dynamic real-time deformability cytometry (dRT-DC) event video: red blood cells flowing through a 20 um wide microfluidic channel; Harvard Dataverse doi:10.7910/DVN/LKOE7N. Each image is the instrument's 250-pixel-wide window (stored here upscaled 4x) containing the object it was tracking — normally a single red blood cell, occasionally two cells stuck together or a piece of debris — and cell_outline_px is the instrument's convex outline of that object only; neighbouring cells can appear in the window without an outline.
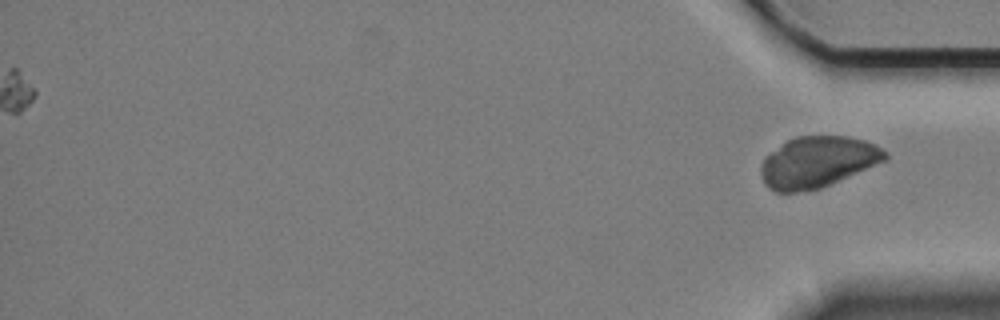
{"species": "Egyptian fruit bat (a non-hibernating species)", "species_latin": "Rousettus aegyptiacus", "temperature_condition": "cold", "stored_images_in_passage": 57, "camera_frame_rate_fps": 3000, "um_per_image_px": 0.085, "animal": {"sex": "female"}, "frame": {"image": 1, "passage_image": 57, "time_ms": 18.667, "image_size_px": [1000, 320], "cell_outline_px": [[888, 160], [820, 188], [796, 192], [776, 192], [768, 188], [764, 184], [760, 172], [760, 164], [764, 156], [788, 140], [796, 136], [848, 136], [864, 140], [888, 152]], "centroid_in_image_um": [69.47, 13.77], "position_along_channel_um": 365.7, "area_um2": 37.05}}